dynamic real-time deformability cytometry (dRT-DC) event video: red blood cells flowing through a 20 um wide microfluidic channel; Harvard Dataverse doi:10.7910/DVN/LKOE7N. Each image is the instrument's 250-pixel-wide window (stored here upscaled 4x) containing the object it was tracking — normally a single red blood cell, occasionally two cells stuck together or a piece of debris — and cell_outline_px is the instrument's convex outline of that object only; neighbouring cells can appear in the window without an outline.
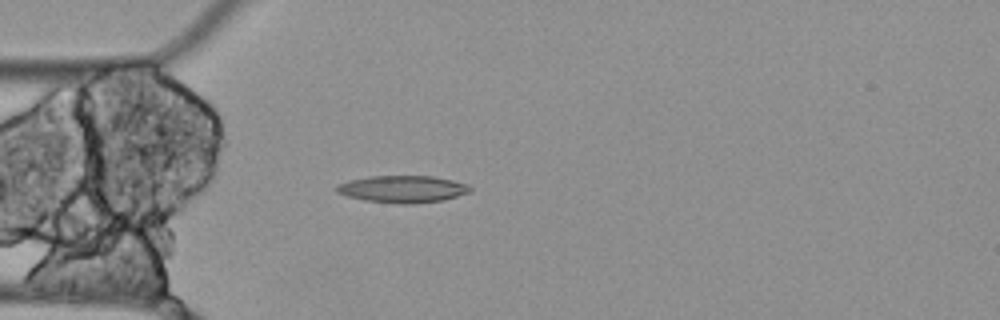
{"species": "Egyptian fruit bat (a non-hibernating species)", "species_latin": "Rousettus aegyptiacus", "temperature_condition": "cold", "stored_images_in_passage": 2, "camera_frame_rate_fps": 3000, "um_per_image_px": 0.085, "animal": {"sex": "female"}, "frame": {"image": 1, "passage_image": 2, "time_ms": 0.333, "image_size_px": [1000, 320], "cell_outline_px": [[472, 192], [444, 200], [412, 204], [400, 204], [364, 200], [348, 196], [336, 192], [332, 188], [336, 184], [348, 180], [368, 176], [432, 176], [452, 180], [468, 184], [472, 188]], "centroid_in_image_um": [34.21, 16.07], "position_along_channel_um": 50.8, "area_um2": 21.39}}